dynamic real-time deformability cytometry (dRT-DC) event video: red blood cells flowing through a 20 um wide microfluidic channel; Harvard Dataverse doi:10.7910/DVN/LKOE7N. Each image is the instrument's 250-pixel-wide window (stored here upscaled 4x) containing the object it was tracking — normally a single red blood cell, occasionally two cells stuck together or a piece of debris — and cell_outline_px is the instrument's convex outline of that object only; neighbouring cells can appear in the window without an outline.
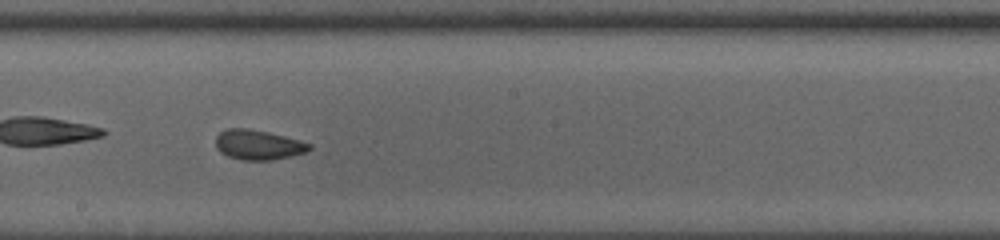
{"species": "common noctule bat (a hibernating species)", "species_latin": "Nyctalus noctula", "temperature_condition": "room temperature", "stored_images_in_passage": 31, "camera_frame_rate_fps": 3000, "um_per_image_px": 0.085, "animal": {"sex": "male", "body_mass_g": 13.0, "forearm_length_mm": 53.1}, "frame": {"image": 1, "passage_image": 14, "time_ms": 4.333, "image_size_px": [1000, 240], "cell_outline_px": [[312, 148], [308, 152], [292, 156], [272, 160], [244, 160], [228, 156], [220, 152], [216, 148], [216, 136], [224, 128], [248, 128], [268, 132], [300, 140], [312, 144]], "centroid_in_image_um": [21.96, 12.3], "position_along_channel_um": 226.2, "area_um2": 16.47}}